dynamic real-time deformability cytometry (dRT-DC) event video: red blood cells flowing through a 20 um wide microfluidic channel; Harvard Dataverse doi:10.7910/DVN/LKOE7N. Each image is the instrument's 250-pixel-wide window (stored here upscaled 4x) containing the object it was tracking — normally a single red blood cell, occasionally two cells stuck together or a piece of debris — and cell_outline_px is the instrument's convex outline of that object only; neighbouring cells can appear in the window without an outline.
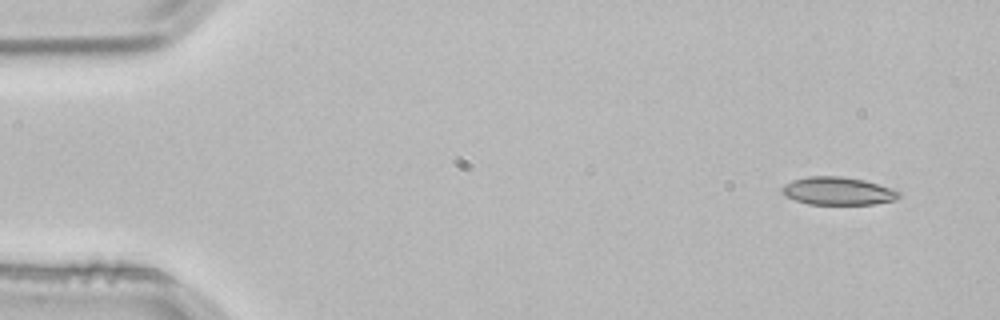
{"species": "common noctule bat (a hibernating species)", "species_latin": "Nyctalus noctula", "temperature_condition": "room temperature", "stored_images_in_passage": 3, "camera_frame_rate_fps": 3000, "um_per_image_px": 0.085, "animal": {"sex": "male", "body_mass_g": 21.5, "forearm_length_mm": 52.0}, "frame": {"image": 1, "passage_image": 1, "time_ms": 0.0, "image_size_px": [1000, 320], "cell_outline_px": [[900, 196], [896, 200], [876, 204], [808, 204], [796, 200], [788, 196], [780, 188], [784, 184], [792, 180], [808, 176], [844, 176], [864, 180], [892, 188], [900, 192]], "centroid_in_image_um": [71.26, 16.23], "position_along_channel_um": 13.7, "area_um2": 19.02}}
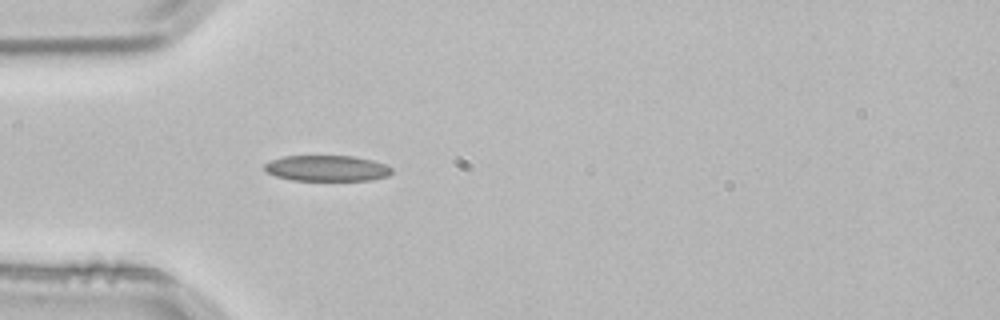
{"frame": {"image": 2, "passage_image": 3, "time_ms": 0.667, "image_size_px": [1000, 320], "cell_outline_px": [[392, 172], [388, 176], [372, 180], [292, 180], [276, 176], [268, 172], [264, 168], [264, 164], [272, 160], [284, 156], [352, 156], [372, 160], [384, 164], [392, 168]], "centroid_in_image_um": [27.8, 14.3], "position_along_channel_um": 57.2, "area_um2": 19.02}}